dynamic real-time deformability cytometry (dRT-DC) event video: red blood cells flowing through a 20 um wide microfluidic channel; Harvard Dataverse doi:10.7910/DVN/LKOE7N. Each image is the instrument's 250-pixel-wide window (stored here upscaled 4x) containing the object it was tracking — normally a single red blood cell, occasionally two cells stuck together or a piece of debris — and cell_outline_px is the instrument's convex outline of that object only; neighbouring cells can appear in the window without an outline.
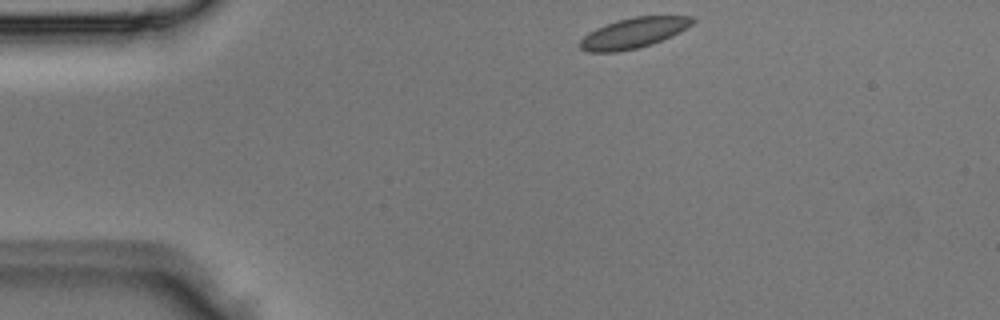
{"species": "Egyptian fruit bat (a non-hibernating species)", "species_latin": "Rousettus aegyptiacus", "temperature_condition": "room temperature", "stored_images_in_passage": 2, "camera_frame_rate_fps": 3000, "um_per_image_px": 0.085, "animal": {"sex": "male"}, "frame": {"image": 1, "passage_image": 1, "time_ms": 0.0, "image_size_px": [1000, 320], "cell_outline_px": [[696, 20], [692, 24], [652, 44], [640, 48], [616, 52], [588, 52], [580, 48], [580, 40], [588, 32], [604, 24], [616, 20], [632, 16], [696, 16]], "centroid_in_image_um": [53.8, 2.79], "position_along_channel_um": 31.2, "area_um2": 19.83}}